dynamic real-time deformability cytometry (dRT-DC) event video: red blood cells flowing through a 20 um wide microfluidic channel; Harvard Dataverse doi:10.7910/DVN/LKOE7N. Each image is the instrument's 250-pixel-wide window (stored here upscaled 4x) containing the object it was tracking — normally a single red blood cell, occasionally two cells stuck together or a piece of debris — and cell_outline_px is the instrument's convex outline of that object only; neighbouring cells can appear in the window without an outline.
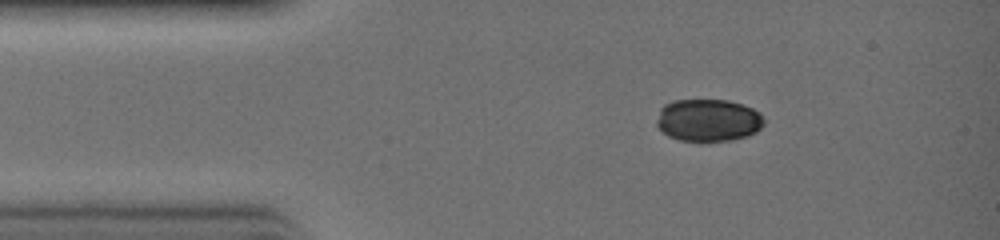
{"species": "common noctule bat (a hibernating species)", "species_latin": "Nyctalus noctula", "temperature_condition": "warm", "stored_images_in_passage": 28, "camera_frame_rate_fps": 3000, "um_per_image_px": 0.085, "animal": {"sex": "female", "body_mass_g": 19.0, "forearm_length_mm": 51.5}, "frame": {"image": 1, "passage_image": 1, "time_ms": 0.0, "image_size_px": [1000, 240], "cell_outline_px": [[764, 124], [756, 132], [748, 136], [732, 140], [680, 140], [668, 136], [656, 124], [656, 120], [660, 108], [664, 104], [672, 100], [728, 100], [744, 104], [760, 112], [764, 120]], "centroid_in_image_um": [60.21, 10.2], "position_along_channel_um": 24.8, "area_um2": 26.59}}
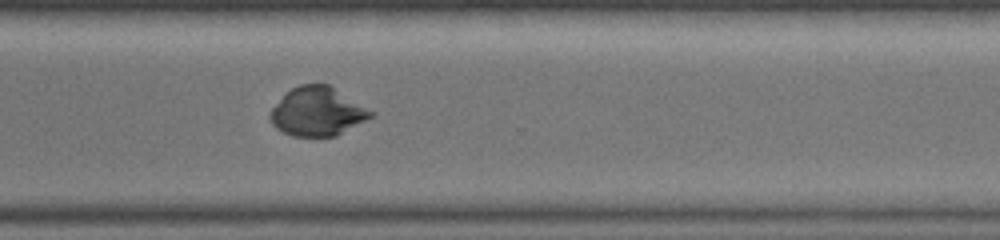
{"frame": {"image": 2, "passage_image": 19, "time_ms": 6.0, "image_size_px": [1000, 240], "cell_outline_px": [[376, 116], [336, 136], [292, 136], [276, 128], [272, 124], [268, 116], [272, 108], [284, 92], [300, 84], [328, 84], [376, 112]], "centroid_in_image_um": [27.0, 9.48], "position_along_channel_um": 343.6, "area_um2": 28.96}}
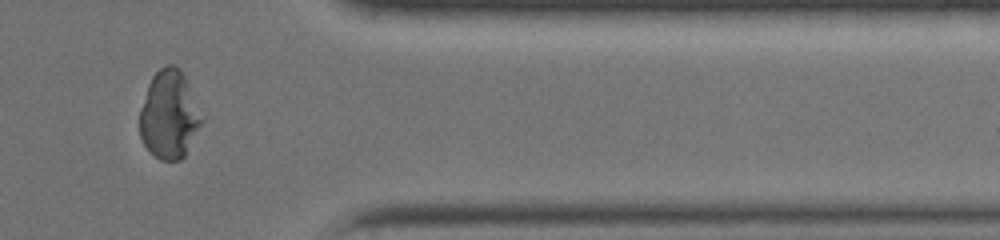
{"frame": {"image": 3, "passage_image": 22, "time_ms": 7.0, "image_size_px": [1000, 240], "cell_outline_px": [[204, 120], [184, 156], [180, 160], [160, 160], [144, 144], [140, 136], [140, 108], [148, 84], [152, 76], [164, 64], [176, 64], [180, 68], [204, 116]], "centroid_in_image_um": [14.4, 9.72], "position_along_channel_um": 397.0, "area_um2": 31.91}}